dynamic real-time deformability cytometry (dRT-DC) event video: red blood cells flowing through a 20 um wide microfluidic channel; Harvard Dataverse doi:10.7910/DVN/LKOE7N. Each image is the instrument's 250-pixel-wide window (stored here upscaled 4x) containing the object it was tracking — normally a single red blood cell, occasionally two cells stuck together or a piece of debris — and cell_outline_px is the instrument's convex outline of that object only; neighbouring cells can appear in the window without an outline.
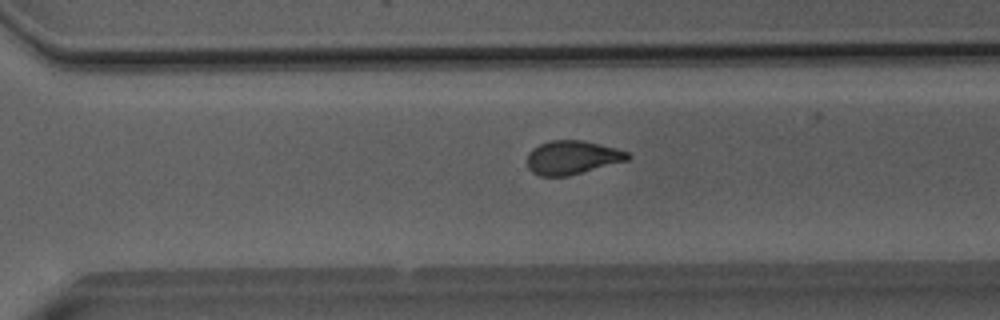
{"species": "Egyptian fruit bat (a non-hibernating species)", "species_latin": "Rousettus aegyptiacus", "temperature_condition": "room temperature", "stored_images_in_passage": 51, "camera_frame_rate_fps": 3000, "um_per_image_px": 0.085, "animal": {"sex": "male"}, "frame": {"image": 1, "passage_image": 36, "time_ms": 11.667, "image_size_px": [1000, 320], "cell_outline_px": [[632, 156], [628, 160], [568, 176], [540, 176], [532, 172], [528, 168], [528, 152], [532, 148], [548, 140], [584, 140], [616, 148], [628, 152]], "centroid_in_image_um": [48.63, 13.38], "position_along_channel_um": 322.0, "area_um2": 19.83}}
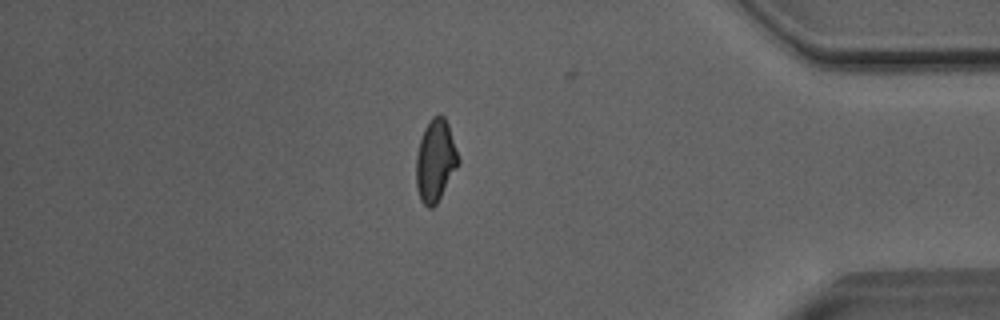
{"frame": {"image": 2, "passage_image": 44, "time_ms": 14.333, "image_size_px": [1000, 320], "cell_outline_px": [[460, 164], [436, 204], [432, 208], [428, 208], [420, 200], [416, 188], [416, 156], [420, 140], [424, 128], [428, 120], [432, 116], [440, 112], [444, 116], [448, 124], [460, 160]], "centroid_in_image_um": [37.01, 13.63], "position_along_channel_um": 398.2, "area_um2": 20.46}}
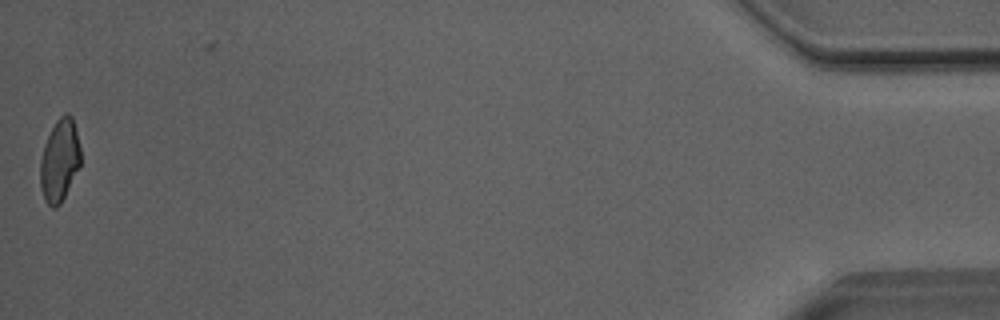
{"frame": {"image": 3, "passage_image": 51, "time_ms": 16.667, "image_size_px": [1000, 320], "cell_outline_px": [[80, 164], [60, 204], [56, 208], [52, 208], [44, 200], [40, 184], [40, 160], [44, 144], [56, 120], [64, 112], [68, 112], [72, 116], [80, 148]], "centroid_in_image_um": [5.05, 13.62], "position_along_channel_um": 430.2, "area_um2": 19.19}, "authors_computed_cell_mechanics": {"area_um2": 20.519, "velocity_mm_per_s": 4.0878, "shape_relaxation_time_tau1_ms": null, "shape_relaxation_time_tau2_ms": 1.3902, "deformation_change_tau1": null, "deformation_change_tau2": 0.0796}}